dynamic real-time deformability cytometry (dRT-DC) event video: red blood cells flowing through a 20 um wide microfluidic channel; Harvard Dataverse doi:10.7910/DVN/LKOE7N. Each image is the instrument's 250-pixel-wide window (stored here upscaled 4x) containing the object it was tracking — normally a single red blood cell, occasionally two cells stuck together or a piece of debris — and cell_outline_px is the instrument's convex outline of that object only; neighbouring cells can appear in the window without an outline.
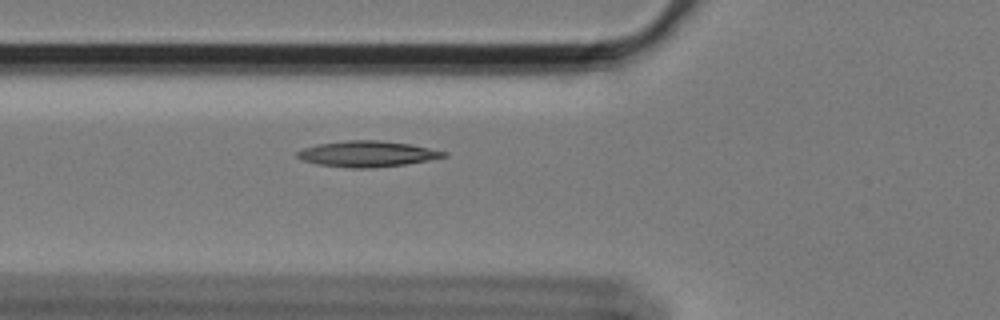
{"species": "Egyptian fruit bat (a non-hibernating species)", "species_latin": "Rousettus aegyptiacus", "temperature_condition": "cold", "stored_images_in_passage": 39, "camera_frame_rate_fps": 3000, "um_per_image_px": 0.085, "animal": {"sex": "female"}, "frame": {"image": 1, "passage_image": 8, "time_ms": 2.333, "image_size_px": [1000, 320], "cell_outline_px": [[448, 156], [428, 160], [404, 164], [372, 168], [352, 168], [316, 164], [304, 160], [296, 156], [296, 152], [304, 148], [316, 144], [348, 140], [380, 140], [412, 144], [448, 152]], "centroid_in_image_um": [31.23, 13.07], "position_along_channel_um": 94.6, "area_um2": 22.08}}
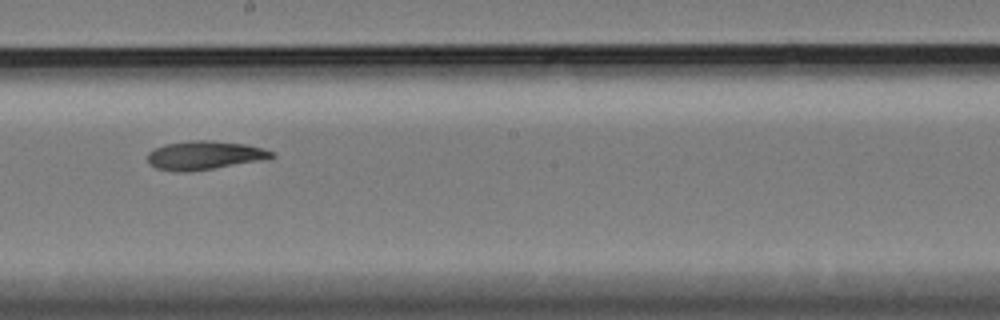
{"frame": {"image": 2, "passage_image": 20, "time_ms": 6.333, "image_size_px": [1000, 320], "cell_outline_px": [[276, 156], [272, 160], [188, 172], [176, 172], [156, 168], [148, 164], [148, 152], [152, 148], [164, 144], [192, 140], [212, 140], [244, 144], [264, 148], [276, 152]], "centroid_in_image_um": [17.46, 13.21], "position_along_channel_um": 230.7, "area_um2": 21.5}}
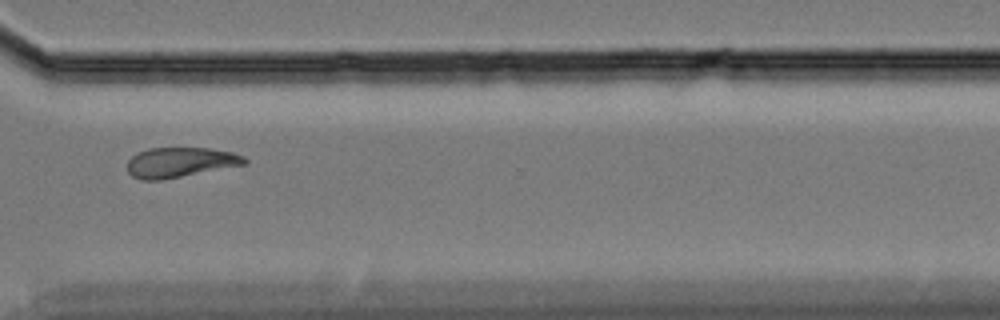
{"frame": {"image": 3, "passage_image": 31, "time_ms": 10.0, "image_size_px": [1000, 320], "cell_outline_px": [[248, 160], [244, 164], [160, 180], [144, 180], [132, 176], [128, 172], [128, 160], [132, 156], [148, 148], [208, 148], [232, 152], [244, 156]], "centroid_in_image_um": [15.29, 13.79], "position_along_channel_um": 355.3, "area_um2": 20.11}, "authors_computed_cell_mechanics": {"area_um2": 20.1144, "velocity_mm_per_s": 3.4016, "shape_relaxation_time_tau1_ms": null, "shape_relaxation_time_tau2_ms": 9.5826, "deformation_change_tau1": null, "deformation_change_tau2": 0.1718}}